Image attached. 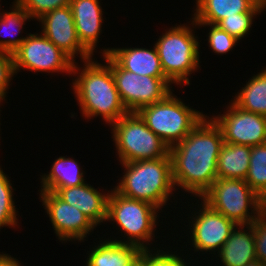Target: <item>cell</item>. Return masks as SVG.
<instances>
[{
    "instance_id": "cell-1",
    "label": "cell",
    "mask_w": 266,
    "mask_h": 266,
    "mask_svg": "<svg viewBox=\"0 0 266 266\" xmlns=\"http://www.w3.org/2000/svg\"><path fill=\"white\" fill-rule=\"evenodd\" d=\"M223 144L221 129L206 115L181 142L169 148L174 186L201 197L218 178Z\"/></svg>"
},
{
    "instance_id": "cell-2",
    "label": "cell",
    "mask_w": 266,
    "mask_h": 266,
    "mask_svg": "<svg viewBox=\"0 0 266 266\" xmlns=\"http://www.w3.org/2000/svg\"><path fill=\"white\" fill-rule=\"evenodd\" d=\"M83 62L82 70H79L76 62L72 67L74 76L78 74L73 89L81 112L87 119L101 115L111 125L129 113L116 88L112 69L108 63L102 65L92 58Z\"/></svg>"
},
{
    "instance_id": "cell-3",
    "label": "cell",
    "mask_w": 266,
    "mask_h": 266,
    "mask_svg": "<svg viewBox=\"0 0 266 266\" xmlns=\"http://www.w3.org/2000/svg\"><path fill=\"white\" fill-rule=\"evenodd\" d=\"M121 164L125 172L114 189L125 197L151 203L162 210L175 189L170 154Z\"/></svg>"
},
{
    "instance_id": "cell-4",
    "label": "cell",
    "mask_w": 266,
    "mask_h": 266,
    "mask_svg": "<svg viewBox=\"0 0 266 266\" xmlns=\"http://www.w3.org/2000/svg\"><path fill=\"white\" fill-rule=\"evenodd\" d=\"M168 148L181 142L205 117L170 92L163 100L136 112Z\"/></svg>"
},
{
    "instance_id": "cell-5",
    "label": "cell",
    "mask_w": 266,
    "mask_h": 266,
    "mask_svg": "<svg viewBox=\"0 0 266 266\" xmlns=\"http://www.w3.org/2000/svg\"><path fill=\"white\" fill-rule=\"evenodd\" d=\"M199 44L187 25L171 27L155 43L164 75L172 83L190 85L188 76L200 68Z\"/></svg>"
},
{
    "instance_id": "cell-6",
    "label": "cell",
    "mask_w": 266,
    "mask_h": 266,
    "mask_svg": "<svg viewBox=\"0 0 266 266\" xmlns=\"http://www.w3.org/2000/svg\"><path fill=\"white\" fill-rule=\"evenodd\" d=\"M200 198L210 208L223 214L237 225L252 224L265 210L260 196L245 180L240 179L218 177Z\"/></svg>"
},
{
    "instance_id": "cell-7",
    "label": "cell",
    "mask_w": 266,
    "mask_h": 266,
    "mask_svg": "<svg viewBox=\"0 0 266 266\" xmlns=\"http://www.w3.org/2000/svg\"><path fill=\"white\" fill-rule=\"evenodd\" d=\"M107 202V221H114L124 231L127 241L121 243L137 246L140 250L148 249L147 245L154 240V229L157 212L160 211L151 203L131 199L118 193L114 188ZM145 243V244H144Z\"/></svg>"
},
{
    "instance_id": "cell-8",
    "label": "cell",
    "mask_w": 266,
    "mask_h": 266,
    "mask_svg": "<svg viewBox=\"0 0 266 266\" xmlns=\"http://www.w3.org/2000/svg\"><path fill=\"white\" fill-rule=\"evenodd\" d=\"M111 125L121 163L164 158L169 154L168 146L136 112H129Z\"/></svg>"
},
{
    "instance_id": "cell-9",
    "label": "cell",
    "mask_w": 266,
    "mask_h": 266,
    "mask_svg": "<svg viewBox=\"0 0 266 266\" xmlns=\"http://www.w3.org/2000/svg\"><path fill=\"white\" fill-rule=\"evenodd\" d=\"M112 69L116 88L129 112L163 100L171 91L168 78L137 75L123 69L109 54L103 55Z\"/></svg>"
},
{
    "instance_id": "cell-10",
    "label": "cell",
    "mask_w": 266,
    "mask_h": 266,
    "mask_svg": "<svg viewBox=\"0 0 266 266\" xmlns=\"http://www.w3.org/2000/svg\"><path fill=\"white\" fill-rule=\"evenodd\" d=\"M29 35V36H28ZM12 54L15 74L22 68L33 72L72 74L74 61L42 33L28 34Z\"/></svg>"
},
{
    "instance_id": "cell-11",
    "label": "cell",
    "mask_w": 266,
    "mask_h": 266,
    "mask_svg": "<svg viewBox=\"0 0 266 266\" xmlns=\"http://www.w3.org/2000/svg\"><path fill=\"white\" fill-rule=\"evenodd\" d=\"M226 109L225 114L211 117L224 142L250 147L266 144V116L244 111L233 102Z\"/></svg>"
},
{
    "instance_id": "cell-12",
    "label": "cell",
    "mask_w": 266,
    "mask_h": 266,
    "mask_svg": "<svg viewBox=\"0 0 266 266\" xmlns=\"http://www.w3.org/2000/svg\"><path fill=\"white\" fill-rule=\"evenodd\" d=\"M40 197L55 230L54 233L60 241L74 239L81 242L96 227L85 214L61 200L54 192L41 191Z\"/></svg>"
},
{
    "instance_id": "cell-13",
    "label": "cell",
    "mask_w": 266,
    "mask_h": 266,
    "mask_svg": "<svg viewBox=\"0 0 266 266\" xmlns=\"http://www.w3.org/2000/svg\"><path fill=\"white\" fill-rule=\"evenodd\" d=\"M201 202L202 208L198 210V215L194 214L192 223H189L192 227L190 228L192 245L196 252L200 250L215 253L220 250L238 225L210 208L205 202Z\"/></svg>"
},
{
    "instance_id": "cell-14",
    "label": "cell",
    "mask_w": 266,
    "mask_h": 266,
    "mask_svg": "<svg viewBox=\"0 0 266 266\" xmlns=\"http://www.w3.org/2000/svg\"><path fill=\"white\" fill-rule=\"evenodd\" d=\"M42 34L66 53L74 62L75 55L85 61L92 54L81 44L75 28L71 6L54 9L42 15L39 19Z\"/></svg>"
},
{
    "instance_id": "cell-15",
    "label": "cell",
    "mask_w": 266,
    "mask_h": 266,
    "mask_svg": "<svg viewBox=\"0 0 266 266\" xmlns=\"http://www.w3.org/2000/svg\"><path fill=\"white\" fill-rule=\"evenodd\" d=\"M55 194L64 202L76 207L97 226L107 219L109 193H101L90 184L59 188Z\"/></svg>"
},
{
    "instance_id": "cell-16",
    "label": "cell",
    "mask_w": 266,
    "mask_h": 266,
    "mask_svg": "<svg viewBox=\"0 0 266 266\" xmlns=\"http://www.w3.org/2000/svg\"><path fill=\"white\" fill-rule=\"evenodd\" d=\"M75 28L81 44L93 55L102 32L103 9L99 0H71Z\"/></svg>"
},
{
    "instance_id": "cell-17",
    "label": "cell",
    "mask_w": 266,
    "mask_h": 266,
    "mask_svg": "<svg viewBox=\"0 0 266 266\" xmlns=\"http://www.w3.org/2000/svg\"><path fill=\"white\" fill-rule=\"evenodd\" d=\"M110 55L123 69L137 75L167 78L161 67L156 46L146 48H107L102 55Z\"/></svg>"
},
{
    "instance_id": "cell-18",
    "label": "cell",
    "mask_w": 266,
    "mask_h": 266,
    "mask_svg": "<svg viewBox=\"0 0 266 266\" xmlns=\"http://www.w3.org/2000/svg\"><path fill=\"white\" fill-rule=\"evenodd\" d=\"M244 227L245 225L236 226L227 241L217 252L223 266H246L257 259L253 227L251 224L246 225L249 232Z\"/></svg>"
},
{
    "instance_id": "cell-19",
    "label": "cell",
    "mask_w": 266,
    "mask_h": 266,
    "mask_svg": "<svg viewBox=\"0 0 266 266\" xmlns=\"http://www.w3.org/2000/svg\"><path fill=\"white\" fill-rule=\"evenodd\" d=\"M260 2V0H196V12L192 19L195 23L216 25L225 17L251 12Z\"/></svg>"
},
{
    "instance_id": "cell-20",
    "label": "cell",
    "mask_w": 266,
    "mask_h": 266,
    "mask_svg": "<svg viewBox=\"0 0 266 266\" xmlns=\"http://www.w3.org/2000/svg\"><path fill=\"white\" fill-rule=\"evenodd\" d=\"M122 240H107L98 244L89 253L86 266H129L142 252L137 246L121 243Z\"/></svg>"
},
{
    "instance_id": "cell-21",
    "label": "cell",
    "mask_w": 266,
    "mask_h": 266,
    "mask_svg": "<svg viewBox=\"0 0 266 266\" xmlns=\"http://www.w3.org/2000/svg\"><path fill=\"white\" fill-rule=\"evenodd\" d=\"M251 155V147L224 142L217 162V176L223 179L245 180Z\"/></svg>"
},
{
    "instance_id": "cell-22",
    "label": "cell",
    "mask_w": 266,
    "mask_h": 266,
    "mask_svg": "<svg viewBox=\"0 0 266 266\" xmlns=\"http://www.w3.org/2000/svg\"><path fill=\"white\" fill-rule=\"evenodd\" d=\"M82 169L77 161L59 157L53 162L49 174L41 176V190L56 192L59 188L80 186L85 183Z\"/></svg>"
},
{
    "instance_id": "cell-23",
    "label": "cell",
    "mask_w": 266,
    "mask_h": 266,
    "mask_svg": "<svg viewBox=\"0 0 266 266\" xmlns=\"http://www.w3.org/2000/svg\"><path fill=\"white\" fill-rule=\"evenodd\" d=\"M236 95L232 102L237 107L266 116V68L252 76Z\"/></svg>"
},
{
    "instance_id": "cell-24",
    "label": "cell",
    "mask_w": 266,
    "mask_h": 266,
    "mask_svg": "<svg viewBox=\"0 0 266 266\" xmlns=\"http://www.w3.org/2000/svg\"><path fill=\"white\" fill-rule=\"evenodd\" d=\"M30 18H31L30 15L16 1H14L10 12L0 13V30L4 28L2 31H4L5 33L8 31L9 33L8 32L7 33H8V36L10 37H12L13 33H14L13 35L17 33L20 34L21 33L20 30H22L23 24H25V21L29 20ZM12 28L16 29L15 30L16 32L14 30H13L14 32L10 31ZM0 36H1V33H0ZM25 39L26 37L15 38L14 36L11 39L10 38L1 39L0 50L13 54L20 47V45L25 41Z\"/></svg>"
},
{
    "instance_id": "cell-25",
    "label": "cell",
    "mask_w": 266,
    "mask_h": 266,
    "mask_svg": "<svg viewBox=\"0 0 266 266\" xmlns=\"http://www.w3.org/2000/svg\"><path fill=\"white\" fill-rule=\"evenodd\" d=\"M245 181L260 197L266 192V144L251 147Z\"/></svg>"
},
{
    "instance_id": "cell-26",
    "label": "cell",
    "mask_w": 266,
    "mask_h": 266,
    "mask_svg": "<svg viewBox=\"0 0 266 266\" xmlns=\"http://www.w3.org/2000/svg\"><path fill=\"white\" fill-rule=\"evenodd\" d=\"M264 9H266V4L261 1L251 12L237 13V16L225 17L216 25L237 40H241L249 34L248 32L254 21L253 17H256V14L258 15Z\"/></svg>"
},
{
    "instance_id": "cell-27",
    "label": "cell",
    "mask_w": 266,
    "mask_h": 266,
    "mask_svg": "<svg viewBox=\"0 0 266 266\" xmlns=\"http://www.w3.org/2000/svg\"><path fill=\"white\" fill-rule=\"evenodd\" d=\"M10 179L0 167V229L3 226H17V213L13 200Z\"/></svg>"
},
{
    "instance_id": "cell-28",
    "label": "cell",
    "mask_w": 266,
    "mask_h": 266,
    "mask_svg": "<svg viewBox=\"0 0 266 266\" xmlns=\"http://www.w3.org/2000/svg\"><path fill=\"white\" fill-rule=\"evenodd\" d=\"M192 26H210V31L208 35V43L211 50L217 54H225L229 52L233 47H235L236 43L239 42L235 37L228 34L226 31L220 29L217 25L207 24V23H195L192 21ZM238 41V42H237Z\"/></svg>"
},
{
    "instance_id": "cell-29",
    "label": "cell",
    "mask_w": 266,
    "mask_h": 266,
    "mask_svg": "<svg viewBox=\"0 0 266 266\" xmlns=\"http://www.w3.org/2000/svg\"><path fill=\"white\" fill-rule=\"evenodd\" d=\"M31 17L37 20L45 13L70 5L71 0H15Z\"/></svg>"
},
{
    "instance_id": "cell-30",
    "label": "cell",
    "mask_w": 266,
    "mask_h": 266,
    "mask_svg": "<svg viewBox=\"0 0 266 266\" xmlns=\"http://www.w3.org/2000/svg\"><path fill=\"white\" fill-rule=\"evenodd\" d=\"M149 249L142 250L141 254L144 257L146 266H187V262L180 258V256L174 254H169V252H161L157 250L156 253Z\"/></svg>"
},
{
    "instance_id": "cell-31",
    "label": "cell",
    "mask_w": 266,
    "mask_h": 266,
    "mask_svg": "<svg viewBox=\"0 0 266 266\" xmlns=\"http://www.w3.org/2000/svg\"><path fill=\"white\" fill-rule=\"evenodd\" d=\"M255 237L256 258L266 265V209L251 224Z\"/></svg>"
},
{
    "instance_id": "cell-32",
    "label": "cell",
    "mask_w": 266,
    "mask_h": 266,
    "mask_svg": "<svg viewBox=\"0 0 266 266\" xmlns=\"http://www.w3.org/2000/svg\"><path fill=\"white\" fill-rule=\"evenodd\" d=\"M13 55L0 50V98L5 99L8 85L14 76Z\"/></svg>"
},
{
    "instance_id": "cell-33",
    "label": "cell",
    "mask_w": 266,
    "mask_h": 266,
    "mask_svg": "<svg viewBox=\"0 0 266 266\" xmlns=\"http://www.w3.org/2000/svg\"><path fill=\"white\" fill-rule=\"evenodd\" d=\"M17 260L8 254H0V266H21V263Z\"/></svg>"
},
{
    "instance_id": "cell-34",
    "label": "cell",
    "mask_w": 266,
    "mask_h": 266,
    "mask_svg": "<svg viewBox=\"0 0 266 266\" xmlns=\"http://www.w3.org/2000/svg\"><path fill=\"white\" fill-rule=\"evenodd\" d=\"M129 266H146L143 255L140 254Z\"/></svg>"
},
{
    "instance_id": "cell-35",
    "label": "cell",
    "mask_w": 266,
    "mask_h": 266,
    "mask_svg": "<svg viewBox=\"0 0 266 266\" xmlns=\"http://www.w3.org/2000/svg\"><path fill=\"white\" fill-rule=\"evenodd\" d=\"M262 206L266 209V192L260 197Z\"/></svg>"
}]
</instances>
